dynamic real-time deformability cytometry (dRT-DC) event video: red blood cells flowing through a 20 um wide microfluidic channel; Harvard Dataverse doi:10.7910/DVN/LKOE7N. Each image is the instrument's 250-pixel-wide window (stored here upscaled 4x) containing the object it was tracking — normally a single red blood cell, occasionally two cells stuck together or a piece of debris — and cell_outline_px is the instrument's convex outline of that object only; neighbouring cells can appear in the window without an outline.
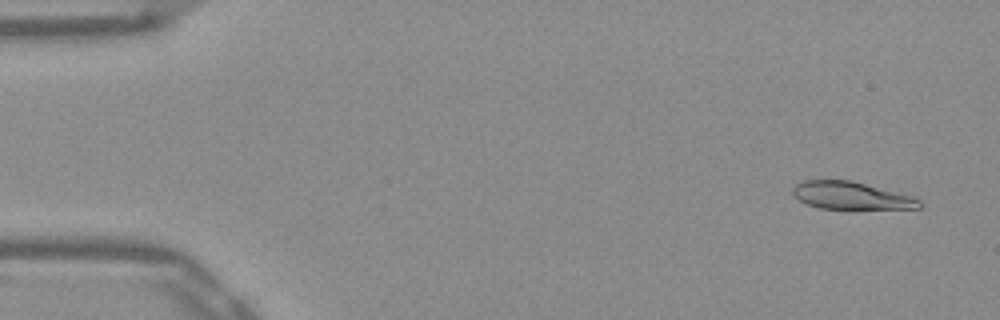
{"species": "Egyptian fruit bat (a non-hibernating species)", "species_latin": "Rousettus aegyptiacus", "temperature_condition": "warm", "stored_images_in_passage": 53, "camera_frame_rate_fps": 3000, "um_per_image_px": 0.085, "frame": {"image": 1, "passage_image": 3, "time_ms": 0.667, "image_size_px": [1000, 320], "cell_outline_px": [[924, 204], [920, 208], [820, 208], [808, 204], [800, 200], [792, 192], [792, 188], [796, 184], [804, 180], [852, 180], [912, 196], [920, 200]], "centroid_in_image_um": [72.36, 16.61], "position_along_channel_um": 12.6, "area_um2": 20.0}}
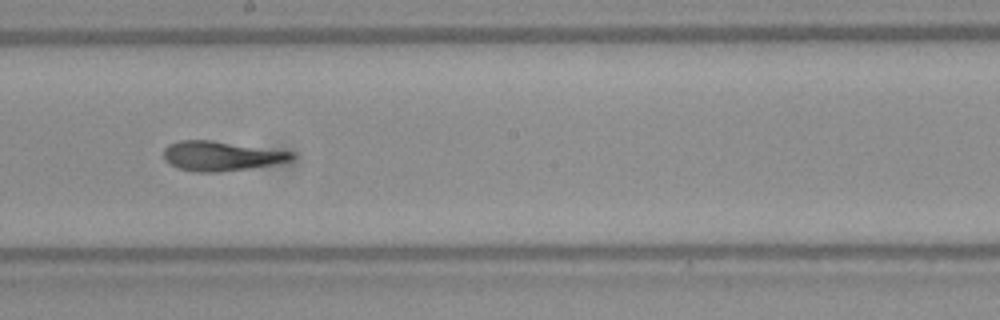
{"frame": {"image": 2, "passage_image": 29, "time_ms": 9.333, "image_size_px": [1000, 320], "cell_outline_px": [[296, 156], [292, 160], [272, 164], [248, 168], [220, 172], [196, 172], [176, 168], [164, 160], [164, 148], [168, 144], [180, 140], [212, 140], [292, 152]], "centroid_in_image_um": [18.74, 13.26], "position_along_channel_um": 229.5, "area_um2": 22.02}}
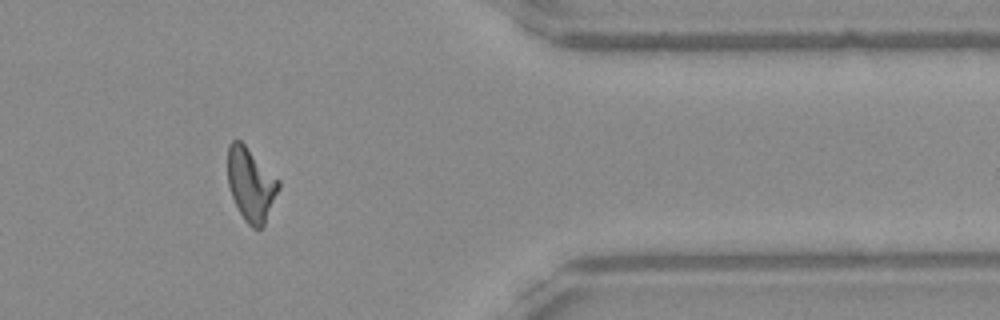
{"frame": {"image": 3, "passage_image": 43, "time_ms": 14.0, "image_size_px": [1000, 320], "cell_outline_px": [[280, 188], [264, 224], [260, 228], [252, 228], [244, 220], [232, 196], [228, 184], [228, 144], [232, 140], [240, 140], [280, 180]], "centroid_in_image_um": [21.33, 15.66], "position_along_channel_um": 390.1, "area_um2": 21.56}, "authors_computed_cell_mechanics": {"area_um2": 21.6172, "velocity_mm_per_s": 3.8972, "shape_relaxation_time_tau1_ms": null, "shape_relaxation_time_tau2_ms": 2.4876, "deformation_change_tau1": null, "deformation_change_tau2": 0.0903}}